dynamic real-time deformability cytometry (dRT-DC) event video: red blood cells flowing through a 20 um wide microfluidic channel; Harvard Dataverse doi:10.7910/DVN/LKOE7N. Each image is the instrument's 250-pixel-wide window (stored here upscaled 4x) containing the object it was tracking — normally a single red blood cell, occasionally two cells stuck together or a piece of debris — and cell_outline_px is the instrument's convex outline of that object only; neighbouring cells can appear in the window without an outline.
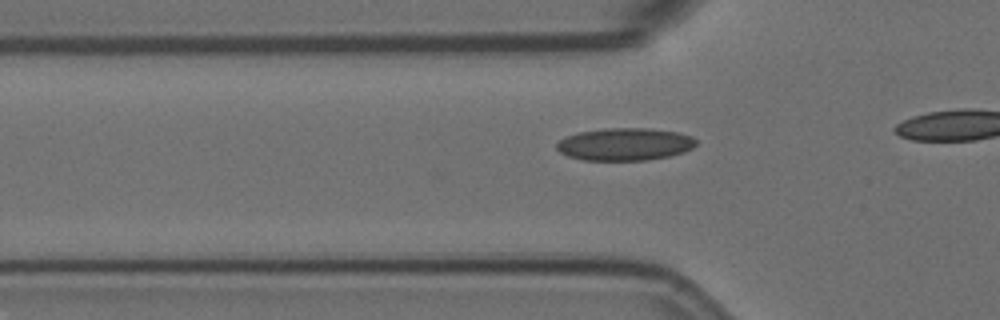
{"species": "Egyptian fruit bat (a non-hibernating species)", "species_latin": "Rousettus aegyptiacus", "temperature_condition": "room temperature", "stored_images_in_passage": 10, "camera_frame_rate_fps": 3000, "um_per_image_px": 0.085, "animal": {"sex": "female"}, "frame": {"image": 1, "passage_image": 4, "time_ms": 1.0, "image_size_px": [1000, 320], "cell_outline_px": [[696, 144], [692, 148], [684, 152], [668, 156], [648, 160], [584, 160], [568, 156], [560, 152], [556, 148], [556, 144], [560, 140], [568, 136], [580, 132], [604, 128], [644, 128], [680, 132], [692, 136], [696, 140]], "centroid_in_image_um": [53.13, 12.26], "position_along_channel_um": 72.7, "area_um2": 26.36}}
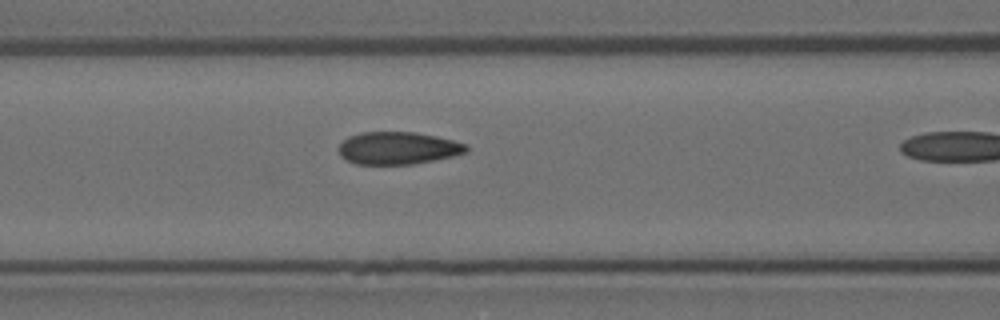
{"frame": {"image": 2, "passage_image": 9, "time_ms": 2.667, "image_size_px": [1000, 320], "cell_outline_px": [[468, 152], [452, 156], [412, 164], [356, 164], [340, 156], [340, 144], [348, 136], [360, 132], [416, 132], [436, 136], [468, 144]], "centroid_in_image_um": [33.84, 12.58], "position_along_channel_um": 132.8, "area_um2": 24.04}}